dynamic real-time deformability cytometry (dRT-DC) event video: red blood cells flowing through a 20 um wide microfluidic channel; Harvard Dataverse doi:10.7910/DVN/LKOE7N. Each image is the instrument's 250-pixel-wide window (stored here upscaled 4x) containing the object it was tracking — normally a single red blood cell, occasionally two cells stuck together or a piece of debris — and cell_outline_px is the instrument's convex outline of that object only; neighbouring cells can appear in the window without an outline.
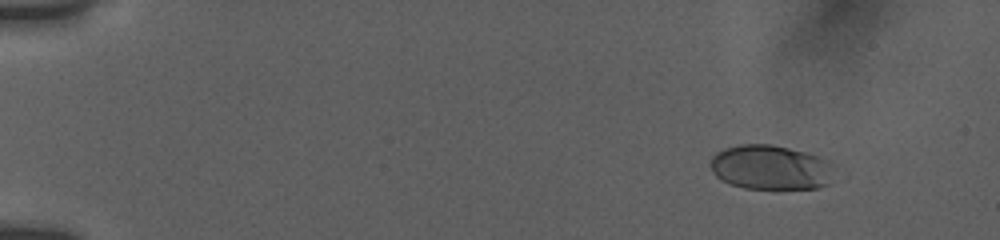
{"species": "human", "species_latin": "Homo sapiens", "temperature_condition": "room temperature", "stored_images_in_passage": 21, "camera_frame_rate_fps": 3000, "um_per_image_px": 0.085, "donor": {"sex": "female"}, "frame": {"image": 1, "passage_image": 4, "time_ms": 1.667, "image_size_px": [1000, 240], "cell_outline_px": [[832, 160], [828, 184], [820, 188], [744, 188], [720, 180], [712, 172], [712, 156], [716, 152], [740, 144], [772, 144], [804, 152]], "centroid_in_image_um": [65.49, 14.22], "position_along_channel_um": 19.5, "area_um2": 31.85}}
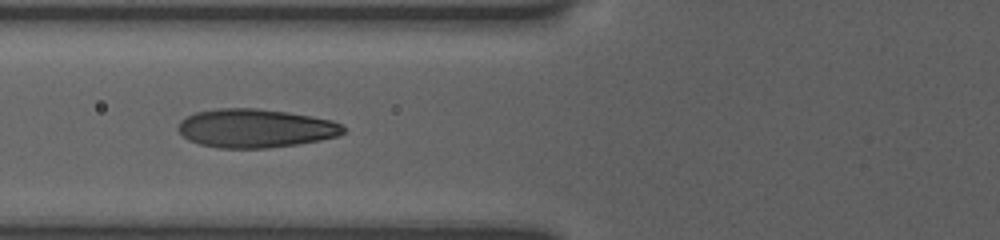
{"frame": {"image": 2, "passage_image": 15, "time_ms": 7.333, "image_size_px": [1000, 240], "cell_outline_px": [[344, 132], [336, 136], [320, 140], [296, 144], [268, 148], [216, 148], [200, 144], [188, 140], [176, 128], [180, 120], [196, 112], [216, 108], [256, 108], [288, 112], [312, 116], [332, 120], [340, 124], [344, 128]], "centroid_in_image_um": [21.67, 10.9], "position_along_channel_um": 104.1, "area_um2": 37.22}}
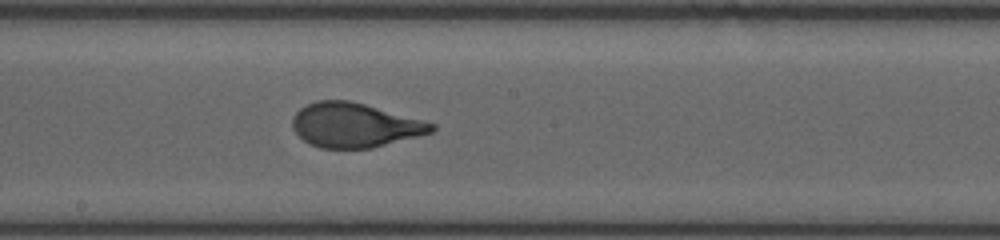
{"frame": {"image": 3, "passage_image": 21, "time_ms": 10.333, "image_size_px": [1000, 240], "cell_outline_px": [[436, 128], [432, 132], [372, 148], [320, 148], [308, 144], [292, 128], [292, 116], [300, 108], [316, 100], [352, 100], [436, 124]], "centroid_in_image_um": [30.12, 10.63], "position_along_channel_um": 218.1, "area_um2": 35.95}}